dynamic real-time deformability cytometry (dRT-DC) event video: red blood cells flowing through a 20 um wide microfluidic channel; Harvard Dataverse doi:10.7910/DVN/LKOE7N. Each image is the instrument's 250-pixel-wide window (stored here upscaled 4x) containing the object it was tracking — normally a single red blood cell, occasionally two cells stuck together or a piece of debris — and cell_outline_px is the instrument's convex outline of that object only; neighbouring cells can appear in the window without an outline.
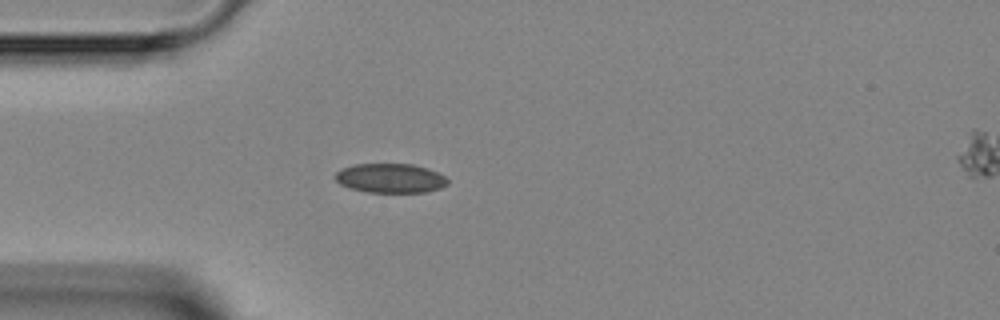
{"species": "Egyptian fruit bat (a non-hibernating species)", "species_latin": "Rousettus aegyptiacus", "temperature_condition": "room temperature", "stored_images_in_passage": 5, "segment_of_instrument_passage": [1, 2], "camera_frame_rate_fps": 3000, "um_per_image_px": 0.085, "animal": {"sex": "female"}, "frame": {"image": 1, "passage_image": 4, "time_ms": 3.667, "image_size_px": [1000, 320], "cell_outline_px": [[448, 184], [440, 188], [428, 192], [368, 192], [348, 188], [340, 184], [336, 180], [336, 172], [340, 168], [356, 164], [412, 164], [436, 172], [444, 176], [448, 180]], "centroid_in_image_um": [33.15, 15.15], "position_along_channel_um": 51.8, "area_um2": 19.13}}